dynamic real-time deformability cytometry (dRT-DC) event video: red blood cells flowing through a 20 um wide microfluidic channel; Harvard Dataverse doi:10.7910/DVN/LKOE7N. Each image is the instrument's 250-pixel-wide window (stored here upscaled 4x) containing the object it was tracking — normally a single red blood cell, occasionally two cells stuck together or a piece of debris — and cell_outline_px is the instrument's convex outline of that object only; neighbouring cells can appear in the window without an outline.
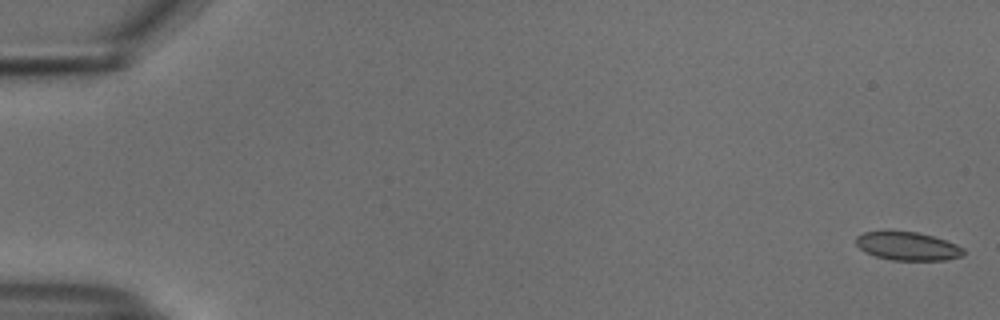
{"species": "common noctule bat (a hibernating species)", "species_latin": "Nyctalus noctula", "temperature_condition": "cold", "stored_images_in_passage": 54, "camera_frame_rate_fps": 3000, "um_per_image_px": 0.085, "animal": {"sex": "male", "body_mass_g": 18.8}, "frame": {"image": 1, "passage_image": 1, "time_ms": 0.0, "image_size_px": [1000, 320], "cell_outline_px": [[964, 256], [948, 260], [892, 260], [876, 256], [864, 252], [856, 244], [856, 236], [864, 232], [888, 228], [916, 232], [932, 236], [956, 244], [964, 248]], "centroid_in_image_um": [77.11, 20.89], "position_along_channel_um": 7.9, "area_um2": 18.38}}
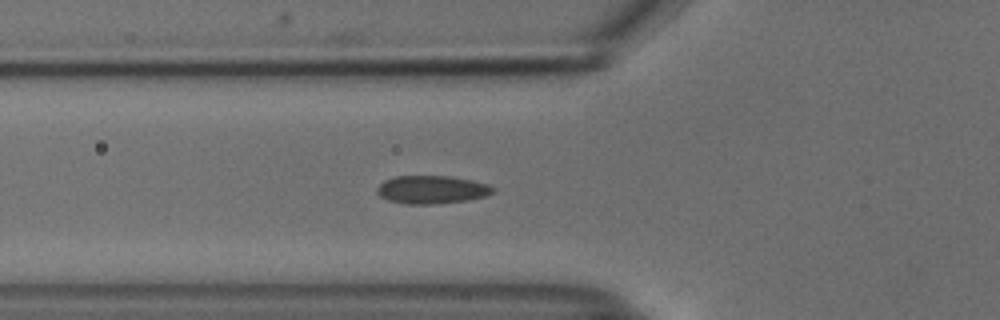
{"frame": {"image": 2, "passage_image": 20, "time_ms": 6.333, "image_size_px": [1000, 320], "cell_outline_px": [[492, 192], [484, 196], [468, 200], [436, 204], [404, 204], [388, 200], [380, 196], [376, 192], [376, 188], [384, 180], [396, 176], [452, 176], [472, 180], [488, 184], [492, 188]], "centroid_in_image_um": [36.65, 16.12], "position_along_channel_um": 89.1, "area_um2": 18.96}}
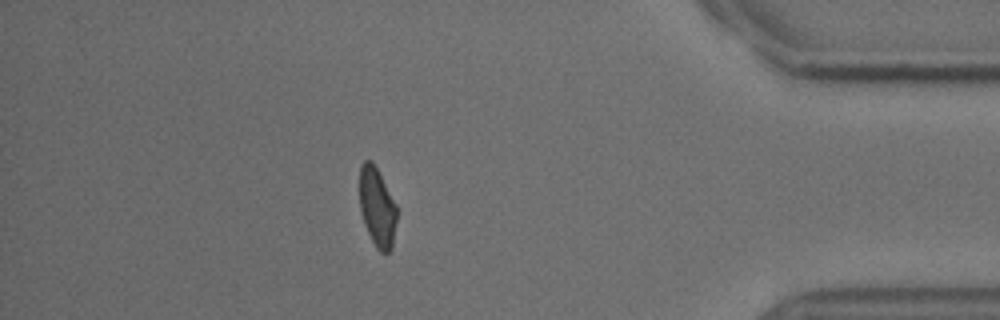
{"frame": {"image": 3, "passage_image": 48, "time_ms": 15.667, "image_size_px": [1000, 320], "cell_outline_px": [[396, 220], [392, 248], [388, 252], [380, 252], [376, 248], [364, 224], [360, 212], [360, 164], [364, 160], [372, 160], [396, 204]], "centroid_in_image_um": [32.04, 17.61], "position_along_channel_um": 403.2, "area_um2": 17.05}, "authors_computed_cell_mechanics": {"area_um2": 18.6116, "velocity_mm_per_s": 3.7556, "shape_relaxation_time_tau1_ms": 9.5461, "shape_relaxation_time_tau2_ms": 1.4254, "deformation_change_tau1": 0.1493, "deformation_change_tau2": 0.0554}}